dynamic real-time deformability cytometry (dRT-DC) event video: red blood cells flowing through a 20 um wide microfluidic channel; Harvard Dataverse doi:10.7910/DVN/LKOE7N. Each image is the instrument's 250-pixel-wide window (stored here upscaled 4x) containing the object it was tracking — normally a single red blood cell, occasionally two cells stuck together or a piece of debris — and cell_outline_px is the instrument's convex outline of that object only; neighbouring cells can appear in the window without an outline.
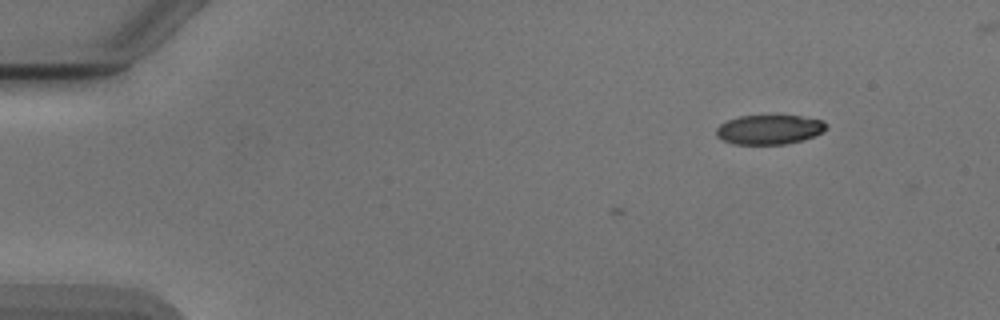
{"species": "Egyptian fruit bat (a non-hibernating species)", "species_latin": "Rousettus aegyptiacus", "temperature_condition": "cold", "stored_images_in_passage": 5, "camera_frame_rate_fps": 3000, "um_per_image_px": 0.085, "animal": {"sex": "male"}, "frame": {"image": 1, "passage_image": 1, "time_ms": 0.0, "image_size_px": [1000, 320], "cell_outline_px": [[828, 128], [804, 140], [784, 144], [736, 144], [724, 140], [716, 136], [716, 128], [720, 124], [728, 120], [740, 116], [800, 116], [824, 120], [828, 124]], "centroid_in_image_um": [65.41, 11.01], "position_along_channel_um": 19.6, "area_um2": 18.79}}